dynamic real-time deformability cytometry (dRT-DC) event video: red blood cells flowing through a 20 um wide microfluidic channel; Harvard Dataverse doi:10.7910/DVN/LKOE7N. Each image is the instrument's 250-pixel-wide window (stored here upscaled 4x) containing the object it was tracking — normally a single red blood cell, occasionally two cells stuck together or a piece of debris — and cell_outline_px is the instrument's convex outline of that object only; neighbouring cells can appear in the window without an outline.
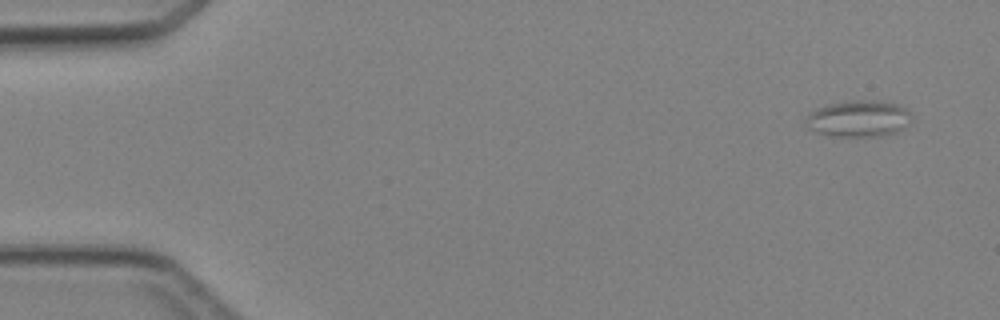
{"species": "Egyptian fruit bat (a non-hibernating species)", "species_latin": "Rousettus aegyptiacus", "temperature_condition": "cold", "stored_images_in_passage": 4, "camera_frame_rate_fps": 3000, "um_per_image_px": 0.085, "animal": {"sex": "female"}, "frame": {"image": 1, "passage_image": 1, "time_ms": 0.0, "image_size_px": [1000, 320], "cell_outline_px": [[912, 120], [904, 128], [896, 132], [880, 136], [832, 136], [808, 128], [804, 124], [804, 120], [808, 112], [816, 108], [828, 104], [856, 100], [880, 100], [900, 104], [912, 112]], "centroid_in_image_um": [73.01, 10.06], "position_along_channel_um": 12.0, "area_um2": 22.89}}